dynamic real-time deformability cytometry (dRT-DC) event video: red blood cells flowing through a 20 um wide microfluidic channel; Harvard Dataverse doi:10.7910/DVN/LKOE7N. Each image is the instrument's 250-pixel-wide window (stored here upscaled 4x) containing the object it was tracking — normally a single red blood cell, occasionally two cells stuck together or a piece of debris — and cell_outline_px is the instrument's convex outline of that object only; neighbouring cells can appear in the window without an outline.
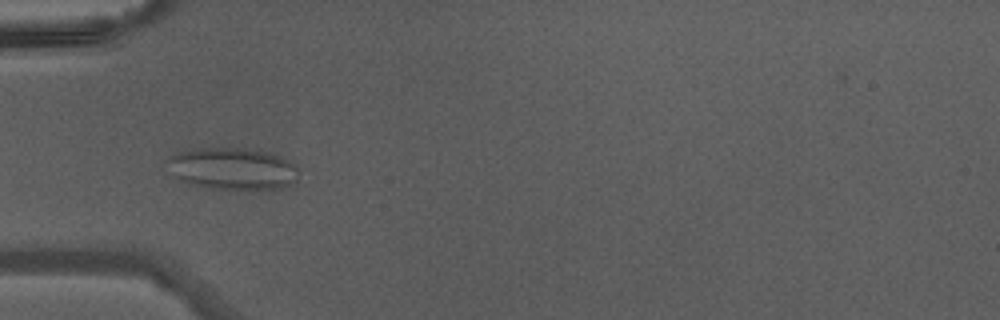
{"species": "Egyptian fruit bat (a non-hibernating species)", "species_latin": "Rousettus aegyptiacus", "temperature_condition": "warm", "stored_images_in_passage": 34, "camera_frame_rate_fps": 3000, "um_per_image_px": 0.085, "animal": {"sex": "male"}, "frame": {"image": 1, "passage_image": 4, "time_ms": 1.0, "image_size_px": [1000, 320], "cell_outline_px": [[300, 168], [296, 180], [292, 184], [284, 188], [248, 192], [204, 188], [180, 180], [172, 176], [164, 160], [176, 152], [196, 148], [244, 148], [272, 152], [292, 160]], "centroid_in_image_um": [19.81, 14.37], "position_along_channel_um": 65.2, "area_um2": 33.87}}
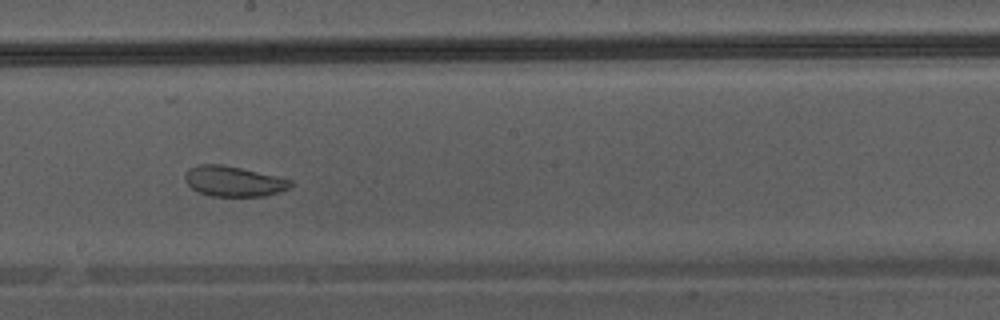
{"frame": {"image": 2, "passage_image": 15, "time_ms": 4.667, "image_size_px": [1000, 320], "cell_outline_px": [[292, 184], [288, 188], [268, 196], [212, 196], [200, 192], [192, 188], [184, 180], [184, 176], [188, 168], [196, 164], [220, 164], [240, 168], [276, 176], [292, 180]], "centroid_in_image_um": [19.82, 15.4], "position_along_channel_um": 228.4, "area_um2": 18.55}}
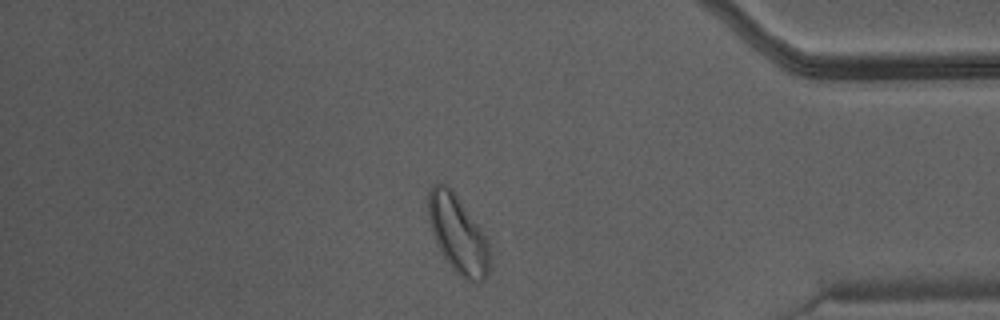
{"frame": {"image": 3, "passage_image": 28, "time_ms": 9.0, "image_size_px": [1000, 320], "cell_outline_px": [[492, 268], [488, 276], [484, 280], [472, 284], [464, 280], [452, 268], [444, 256], [432, 232], [428, 220], [428, 192], [432, 184], [444, 184], [456, 196], [488, 240]], "centroid_in_image_um": [38.96, 20.01], "position_along_channel_um": 396.2, "area_um2": 27.63}}